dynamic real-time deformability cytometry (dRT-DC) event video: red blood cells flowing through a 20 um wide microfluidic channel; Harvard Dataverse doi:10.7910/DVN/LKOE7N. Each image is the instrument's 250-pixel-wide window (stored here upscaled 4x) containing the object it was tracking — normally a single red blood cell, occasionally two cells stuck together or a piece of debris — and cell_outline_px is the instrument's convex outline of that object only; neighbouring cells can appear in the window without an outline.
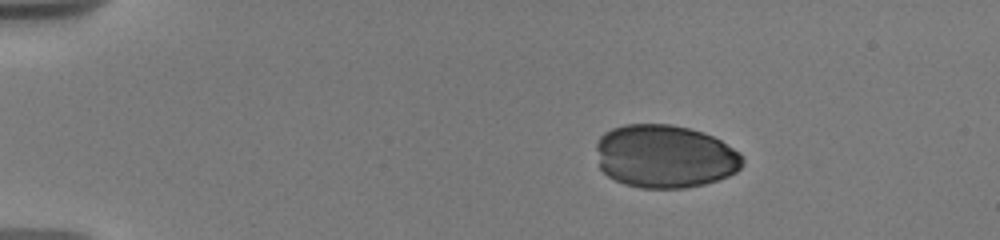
{"species": "human", "species_latin": "Homo sapiens", "temperature_condition": "warm", "stored_images_in_passage": 8, "camera_frame_rate_fps": 3000, "um_per_image_px": 0.085, "donor": {"sex": "male"}, "frame": {"image": 1, "passage_image": 1, "time_ms": 0.0, "image_size_px": [1000, 240], "cell_outline_px": [[744, 164], [736, 172], [728, 176], [704, 184], [684, 188], [640, 188], [624, 184], [608, 176], [600, 168], [596, 148], [596, 144], [600, 136], [604, 132], [612, 128], [624, 124], [668, 124], [688, 128], [704, 132], [720, 140], [740, 152], [744, 160]], "centroid_in_image_um": [56.51, 13.29], "position_along_channel_um": 28.5, "area_um2": 54.1}}
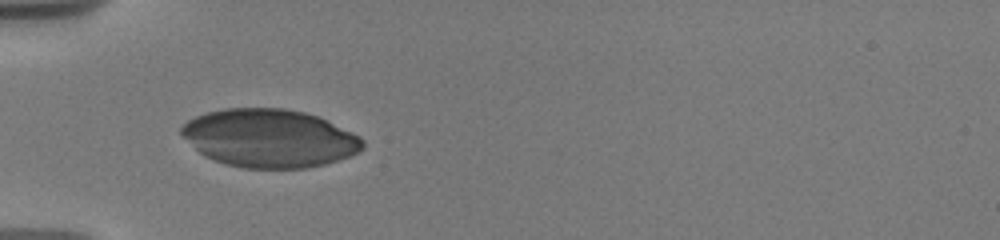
{"frame": {"image": 2, "passage_image": 6, "time_ms": 3.0, "image_size_px": [1000, 240], "cell_outline_px": [[364, 148], [360, 152], [324, 164], [308, 168], [244, 168], [228, 164], [204, 156], [180, 132], [180, 128], [188, 120], [196, 116], [208, 112], [224, 108], [284, 108], [304, 112], [316, 116], [352, 132], [360, 136], [364, 140]], "centroid_in_image_um": [22.92, 11.75], "position_along_channel_um": 62.1, "area_um2": 61.04}}